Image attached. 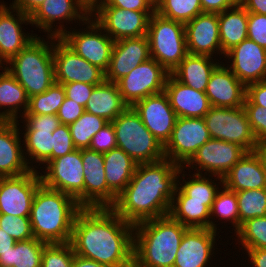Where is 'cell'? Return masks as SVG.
Returning <instances> with one entry per match:
<instances>
[{
	"label": "cell",
	"instance_id": "cell-1",
	"mask_svg": "<svg viewBox=\"0 0 266 267\" xmlns=\"http://www.w3.org/2000/svg\"><path fill=\"white\" fill-rule=\"evenodd\" d=\"M70 243L81 257L111 267H133L134 225L110 207L82 208Z\"/></svg>",
	"mask_w": 266,
	"mask_h": 267
},
{
	"label": "cell",
	"instance_id": "cell-2",
	"mask_svg": "<svg viewBox=\"0 0 266 267\" xmlns=\"http://www.w3.org/2000/svg\"><path fill=\"white\" fill-rule=\"evenodd\" d=\"M180 169L168 159L137 164L132 179L110 208L133 225L168 215Z\"/></svg>",
	"mask_w": 266,
	"mask_h": 267
},
{
	"label": "cell",
	"instance_id": "cell-3",
	"mask_svg": "<svg viewBox=\"0 0 266 267\" xmlns=\"http://www.w3.org/2000/svg\"><path fill=\"white\" fill-rule=\"evenodd\" d=\"M82 208L68 194L41 184L31 205L30 222L34 238L48 244L70 242L75 218Z\"/></svg>",
	"mask_w": 266,
	"mask_h": 267
},
{
	"label": "cell",
	"instance_id": "cell-4",
	"mask_svg": "<svg viewBox=\"0 0 266 267\" xmlns=\"http://www.w3.org/2000/svg\"><path fill=\"white\" fill-rule=\"evenodd\" d=\"M187 229L169 214L135 224L133 267H173Z\"/></svg>",
	"mask_w": 266,
	"mask_h": 267
},
{
	"label": "cell",
	"instance_id": "cell-5",
	"mask_svg": "<svg viewBox=\"0 0 266 267\" xmlns=\"http://www.w3.org/2000/svg\"><path fill=\"white\" fill-rule=\"evenodd\" d=\"M47 38L46 42L44 37L37 36L3 65L24 87L28 97L45 92L55 82L53 36Z\"/></svg>",
	"mask_w": 266,
	"mask_h": 267
},
{
	"label": "cell",
	"instance_id": "cell-6",
	"mask_svg": "<svg viewBox=\"0 0 266 267\" xmlns=\"http://www.w3.org/2000/svg\"><path fill=\"white\" fill-rule=\"evenodd\" d=\"M117 147L136 164L154 163L165 159L164 146L145 127L140 115L128 106L112 121Z\"/></svg>",
	"mask_w": 266,
	"mask_h": 267
},
{
	"label": "cell",
	"instance_id": "cell-7",
	"mask_svg": "<svg viewBox=\"0 0 266 267\" xmlns=\"http://www.w3.org/2000/svg\"><path fill=\"white\" fill-rule=\"evenodd\" d=\"M150 56L171 73L188 54L184 23L154 12L148 22Z\"/></svg>",
	"mask_w": 266,
	"mask_h": 267
},
{
	"label": "cell",
	"instance_id": "cell-8",
	"mask_svg": "<svg viewBox=\"0 0 266 267\" xmlns=\"http://www.w3.org/2000/svg\"><path fill=\"white\" fill-rule=\"evenodd\" d=\"M212 139L236 143L247 152L255 151L257 140L251 130L244 107H211L204 116Z\"/></svg>",
	"mask_w": 266,
	"mask_h": 267
},
{
	"label": "cell",
	"instance_id": "cell-9",
	"mask_svg": "<svg viewBox=\"0 0 266 267\" xmlns=\"http://www.w3.org/2000/svg\"><path fill=\"white\" fill-rule=\"evenodd\" d=\"M84 24L87 26L83 31L74 28L59 38L76 54L105 72L109 66L114 40L91 15L82 25Z\"/></svg>",
	"mask_w": 266,
	"mask_h": 267
},
{
	"label": "cell",
	"instance_id": "cell-10",
	"mask_svg": "<svg viewBox=\"0 0 266 267\" xmlns=\"http://www.w3.org/2000/svg\"><path fill=\"white\" fill-rule=\"evenodd\" d=\"M41 182L44 186L64 192L77 200L84 208V169L81 150L49 161L43 168Z\"/></svg>",
	"mask_w": 266,
	"mask_h": 267
},
{
	"label": "cell",
	"instance_id": "cell-11",
	"mask_svg": "<svg viewBox=\"0 0 266 267\" xmlns=\"http://www.w3.org/2000/svg\"><path fill=\"white\" fill-rule=\"evenodd\" d=\"M210 139L204 118L178 117L171 137L164 145L165 159L184 167Z\"/></svg>",
	"mask_w": 266,
	"mask_h": 267
},
{
	"label": "cell",
	"instance_id": "cell-12",
	"mask_svg": "<svg viewBox=\"0 0 266 267\" xmlns=\"http://www.w3.org/2000/svg\"><path fill=\"white\" fill-rule=\"evenodd\" d=\"M169 72L155 59L149 58L119 79L116 84L123 101L133 106L147 96L164 92Z\"/></svg>",
	"mask_w": 266,
	"mask_h": 267
},
{
	"label": "cell",
	"instance_id": "cell-13",
	"mask_svg": "<svg viewBox=\"0 0 266 267\" xmlns=\"http://www.w3.org/2000/svg\"><path fill=\"white\" fill-rule=\"evenodd\" d=\"M25 123L22 133L25 160L31 169L36 170L35 163L42 164L52 155L53 131L61 124L57 115H23ZM26 151V152H25ZM28 156V157H27ZM30 158V159H27ZM31 162H30V161ZM35 162V163H34ZM33 163V164H32ZM34 166V167H33Z\"/></svg>",
	"mask_w": 266,
	"mask_h": 267
},
{
	"label": "cell",
	"instance_id": "cell-14",
	"mask_svg": "<svg viewBox=\"0 0 266 267\" xmlns=\"http://www.w3.org/2000/svg\"><path fill=\"white\" fill-rule=\"evenodd\" d=\"M53 60L57 83L82 82L99 85L105 80L102 69L76 54L59 37H53Z\"/></svg>",
	"mask_w": 266,
	"mask_h": 267
},
{
	"label": "cell",
	"instance_id": "cell-15",
	"mask_svg": "<svg viewBox=\"0 0 266 267\" xmlns=\"http://www.w3.org/2000/svg\"><path fill=\"white\" fill-rule=\"evenodd\" d=\"M90 13V9L81 0H45L29 17L31 26L35 25L41 31L47 32V36L61 37L67 31L64 21L65 24L69 21L73 24L77 20V23L82 21V24ZM54 22L60 25H53Z\"/></svg>",
	"mask_w": 266,
	"mask_h": 267
},
{
	"label": "cell",
	"instance_id": "cell-16",
	"mask_svg": "<svg viewBox=\"0 0 266 267\" xmlns=\"http://www.w3.org/2000/svg\"><path fill=\"white\" fill-rule=\"evenodd\" d=\"M154 12L94 7L90 15L114 41H117L147 35L149 18Z\"/></svg>",
	"mask_w": 266,
	"mask_h": 267
},
{
	"label": "cell",
	"instance_id": "cell-17",
	"mask_svg": "<svg viewBox=\"0 0 266 267\" xmlns=\"http://www.w3.org/2000/svg\"><path fill=\"white\" fill-rule=\"evenodd\" d=\"M246 153L247 151L236 143L211 138L197 150L196 154L183 168H194L197 170L195 174H202L203 171L204 175H215L224 178Z\"/></svg>",
	"mask_w": 266,
	"mask_h": 267
},
{
	"label": "cell",
	"instance_id": "cell-18",
	"mask_svg": "<svg viewBox=\"0 0 266 267\" xmlns=\"http://www.w3.org/2000/svg\"><path fill=\"white\" fill-rule=\"evenodd\" d=\"M39 174L31 169L19 176L0 177V214L30 216L35 192L42 184Z\"/></svg>",
	"mask_w": 266,
	"mask_h": 267
},
{
	"label": "cell",
	"instance_id": "cell-19",
	"mask_svg": "<svg viewBox=\"0 0 266 267\" xmlns=\"http://www.w3.org/2000/svg\"><path fill=\"white\" fill-rule=\"evenodd\" d=\"M84 169V208L111 207L117 196L106 181L103 153L81 149Z\"/></svg>",
	"mask_w": 266,
	"mask_h": 267
},
{
	"label": "cell",
	"instance_id": "cell-20",
	"mask_svg": "<svg viewBox=\"0 0 266 267\" xmlns=\"http://www.w3.org/2000/svg\"><path fill=\"white\" fill-rule=\"evenodd\" d=\"M224 58L227 63L232 60L227 67L245 86L266 80V49L253 40L246 38L227 51Z\"/></svg>",
	"mask_w": 266,
	"mask_h": 267
},
{
	"label": "cell",
	"instance_id": "cell-21",
	"mask_svg": "<svg viewBox=\"0 0 266 267\" xmlns=\"http://www.w3.org/2000/svg\"><path fill=\"white\" fill-rule=\"evenodd\" d=\"M140 115L145 127L164 146L170 139L177 115L170 105L165 92L147 96L137 101L133 106Z\"/></svg>",
	"mask_w": 266,
	"mask_h": 267
},
{
	"label": "cell",
	"instance_id": "cell-22",
	"mask_svg": "<svg viewBox=\"0 0 266 267\" xmlns=\"http://www.w3.org/2000/svg\"><path fill=\"white\" fill-rule=\"evenodd\" d=\"M0 3V66H2L22 51L37 37V34L29 35L22 29V24H31L28 15L11 6L8 7L4 1Z\"/></svg>",
	"mask_w": 266,
	"mask_h": 267
},
{
	"label": "cell",
	"instance_id": "cell-23",
	"mask_svg": "<svg viewBox=\"0 0 266 267\" xmlns=\"http://www.w3.org/2000/svg\"><path fill=\"white\" fill-rule=\"evenodd\" d=\"M149 58L151 56L147 35L114 41L105 80L116 83Z\"/></svg>",
	"mask_w": 266,
	"mask_h": 267
},
{
	"label": "cell",
	"instance_id": "cell-24",
	"mask_svg": "<svg viewBox=\"0 0 266 267\" xmlns=\"http://www.w3.org/2000/svg\"><path fill=\"white\" fill-rule=\"evenodd\" d=\"M184 26L189 54L213 57V54L217 53V56L221 54V57H224L217 13H201Z\"/></svg>",
	"mask_w": 266,
	"mask_h": 267
},
{
	"label": "cell",
	"instance_id": "cell-25",
	"mask_svg": "<svg viewBox=\"0 0 266 267\" xmlns=\"http://www.w3.org/2000/svg\"><path fill=\"white\" fill-rule=\"evenodd\" d=\"M217 232L207 228H188L176 253L173 267H208L213 257Z\"/></svg>",
	"mask_w": 266,
	"mask_h": 267
},
{
	"label": "cell",
	"instance_id": "cell-26",
	"mask_svg": "<svg viewBox=\"0 0 266 267\" xmlns=\"http://www.w3.org/2000/svg\"><path fill=\"white\" fill-rule=\"evenodd\" d=\"M225 66L221 62L211 73L205 93L213 107H242L246 86Z\"/></svg>",
	"mask_w": 266,
	"mask_h": 267
},
{
	"label": "cell",
	"instance_id": "cell-27",
	"mask_svg": "<svg viewBox=\"0 0 266 267\" xmlns=\"http://www.w3.org/2000/svg\"><path fill=\"white\" fill-rule=\"evenodd\" d=\"M19 121H0V177L19 176L31 170L20 140Z\"/></svg>",
	"mask_w": 266,
	"mask_h": 267
},
{
	"label": "cell",
	"instance_id": "cell-28",
	"mask_svg": "<svg viewBox=\"0 0 266 267\" xmlns=\"http://www.w3.org/2000/svg\"><path fill=\"white\" fill-rule=\"evenodd\" d=\"M164 92L177 117L204 118L212 107L205 92L179 82L171 73L167 78Z\"/></svg>",
	"mask_w": 266,
	"mask_h": 267
},
{
	"label": "cell",
	"instance_id": "cell-29",
	"mask_svg": "<svg viewBox=\"0 0 266 267\" xmlns=\"http://www.w3.org/2000/svg\"><path fill=\"white\" fill-rule=\"evenodd\" d=\"M223 185L234 192L266 188V168L260 156L247 152L224 176Z\"/></svg>",
	"mask_w": 266,
	"mask_h": 267
},
{
	"label": "cell",
	"instance_id": "cell-30",
	"mask_svg": "<svg viewBox=\"0 0 266 267\" xmlns=\"http://www.w3.org/2000/svg\"><path fill=\"white\" fill-rule=\"evenodd\" d=\"M205 55L187 54L171 74L181 83L205 92L211 73L221 63ZM220 62V63H219Z\"/></svg>",
	"mask_w": 266,
	"mask_h": 267
},
{
	"label": "cell",
	"instance_id": "cell-31",
	"mask_svg": "<svg viewBox=\"0 0 266 267\" xmlns=\"http://www.w3.org/2000/svg\"><path fill=\"white\" fill-rule=\"evenodd\" d=\"M127 107L128 105L123 101L117 84L104 80L93 88L85 111L112 122Z\"/></svg>",
	"mask_w": 266,
	"mask_h": 267
},
{
	"label": "cell",
	"instance_id": "cell-32",
	"mask_svg": "<svg viewBox=\"0 0 266 267\" xmlns=\"http://www.w3.org/2000/svg\"><path fill=\"white\" fill-rule=\"evenodd\" d=\"M0 69V110L4 109L0 111V121H16L20 111L23 110L21 117L26 113L29 97L24 87L5 67L0 66Z\"/></svg>",
	"mask_w": 266,
	"mask_h": 267
},
{
	"label": "cell",
	"instance_id": "cell-33",
	"mask_svg": "<svg viewBox=\"0 0 266 267\" xmlns=\"http://www.w3.org/2000/svg\"><path fill=\"white\" fill-rule=\"evenodd\" d=\"M169 215L188 228L210 229V208L205 202L189 201V196L178 185Z\"/></svg>",
	"mask_w": 266,
	"mask_h": 267
},
{
	"label": "cell",
	"instance_id": "cell-34",
	"mask_svg": "<svg viewBox=\"0 0 266 267\" xmlns=\"http://www.w3.org/2000/svg\"><path fill=\"white\" fill-rule=\"evenodd\" d=\"M218 21L224 54L248 38V12L240 4L218 13Z\"/></svg>",
	"mask_w": 266,
	"mask_h": 267
},
{
	"label": "cell",
	"instance_id": "cell-35",
	"mask_svg": "<svg viewBox=\"0 0 266 267\" xmlns=\"http://www.w3.org/2000/svg\"><path fill=\"white\" fill-rule=\"evenodd\" d=\"M103 158L107 186L118 196L132 179L137 164L118 147L103 153Z\"/></svg>",
	"mask_w": 266,
	"mask_h": 267
},
{
	"label": "cell",
	"instance_id": "cell-36",
	"mask_svg": "<svg viewBox=\"0 0 266 267\" xmlns=\"http://www.w3.org/2000/svg\"><path fill=\"white\" fill-rule=\"evenodd\" d=\"M48 243L31 238L16 241L6 253L0 254V267H41V257Z\"/></svg>",
	"mask_w": 266,
	"mask_h": 267
},
{
	"label": "cell",
	"instance_id": "cell-37",
	"mask_svg": "<svg viewBox=\"0 0 266 267\" xmlns=\"http://www.w3.org/2000/svg\"><path fill=\"white\" fill-rule=\"evenodd\" d=\"M183 170L185 169L181 167L177 176V185L189 196V201L205 202V205L211 209L215 196L220 190L218 185L221 187L223 186V178L215 175H208V177H206L207 175L203 176V174L194 173L192 179L189 174L188 176H190V178L188 177L187 179L189 180L186 181V179H183L185 177V174L182 173ZM213 177H216V182L217 179L220 182H218V184L214 183L215 181H212ZM180 179H183L182 182Z\"/></svg>",
	"mask_w": 266,
	"mask_h": 267
},
{
	"label": "cell",
	"instance_id": "cell-38",
	"mask_svg": "<svg viewBox=\"0 0 266 267\" xmlns=\"http://www.w3.org/2000/svg\"><path fill=\"white\" fill-rule=\"evenodd\" d=\"M223 190H222V189ZM220 188L215 196L212 207L210 209V229L217 232V224L212 221L219 216L220 220L229 221L235 233L239 230V209L236 192L227 189L224 185ZM213 216V217H212ZM216 217V218H215Z\"/></svg>",
	"mask_w": 266,
	"mask_h": 267
},
{
	"label": "cell",
	"instance_id": "cell-39",
	"mask_svg": "<svg viewBox=\"0 0 266 267\" xmlns=\"http://www.w3.org/2000/svg\"><path fill=\"white\" fill-rule=\"evenodd\" d=\"M65 97L63 84L54 82L45 92L29 97L24 115H57Z\"/></svg>",
	"mask_w": 266,
	"mask_h": 267
},
{
	"label": "cell",
	"instance_id": "cell-40",
	"mask_svg": "<svg viewBox=\"0 0 266 267\" xmlns=\"http://www.w3.org/2000/svg\"><path fill=\"white\" fill-rule=\"evenodd\" d=\"M155 12L184 24L204 13L200 0H157Z\"/></svg>",
	"mask_w": 266,
	"mask_h": 267
},
{
	"label": "cell",
	"instance_id": "cell-41",
	"mask_svg": "<svg viewBox=\"0 0 266 267\" xmlns=\"http://www.w3.org/2000/svg\"><path fill=\"white\" fill-rule=\"evenodd\" d=\"M108 123L106 119L85 111L75 122L69 125L76 149L89 148L92 137Z\"/></svg>",
	"mask_w": 266,
	"mask_h": 267
},
{
	"label": "cell",
	"instance_id": "cell-42",
	"mask_svg": "<svg viewBox=\"0 0 266 267\" xmlns=\"http://www.w3.org/2000/svg\"><path fill=\"white\" fill-rule=\"evenodd\" d=\"M239 209V228L248 219L266 216V188L236 192Z\"/></svg>",
	"mask_w": 266,
	"mask_h": 267
},
{
	"label": "cell",
	"instance_id": "cell-43",
	"mask_svg": "<svg viewBox=\"0 0 266 267\" xmlns=\"http://www.w3.org/2000/svg\"><path fill=\"white\" fill-rule=\"evenodd\" d=\"M244 249L266 248V216L246 220L236 232Z\"/></svg>",
	"mask_w": 266,
	"mask_h": 267
},
{
	"label": "cell",
	"instance_id": "cell-44",
	"mask_svg": "<svg viewBox=\"0 0 266 267\" xmlns=\"http://www.w3.org/2000/svg\"><path fill=\"white\" fill-rule=\"evenodd\" d=\"M74 250L70 242L47 244L42 252L41 267H72Z\"/></svg>",
	"mask_w": 266,
	"mask_h": 267
},
{
	"label": "cell",
	"instance_id": "cell-45",
	"mask_svg": "<svg viewBox=\"0 0 266 267\" xmlns=\"http://www.w3.org/2000/svg\"><path fill=\"white\" fill-rule=\"evenodd\" d=\"M0 228L16 241L34 238L30 216L0 214Z\"/></svg>",
	"mask_w": 266,
	"mask_h": 267
},
{
	"label": "cell",
	"instance_id": "cell-46",
	"mask_svg": "<svg viewBox=\"0 0 266 267\" xmlns=\"http://www.w3.org/2000/svg\"><path fill=\"white\" fill-rule=\"evenodd\" d=\"M243 107L257 142L266 140V109L254 105L247 97H245Z\"/></svg>",
	"mask_w": 266,
	"mask_h": 267
},
{
	"label": "cell",
	"instance_id": "cell-47",
	"mask_svg": "<svg viewBox=\"0 0 266 267\" xmlns=\"http://www.w3.org/2000/svg\"><path fill=\"white\" fill-rule=\"evenodd\" d=\"M52 135V155L43 163L44 165L47 164L49 161L64 156L76 149L72 140L69 125L60 124L58 128L53 131Z\"/></svg>",
	"mask_w": 266,
	"mask_h": 267
},
{
	"label": "cell",
	"instance_id": "cell-48",
	"mask_svg": "<svg viewBox=\"0 0 266 267\" xmlns=\"http://www.w3.org/2000/svg\"><path fill=\"white\" fill-rule=\"evenodd\" d=\"M114 148H117L115 130L112 122H109L92 137L89 149L99 153H106Z\"/></svg>",
	"mask_w": 266,
	"mask_h": 267
},
{
	"label": "cell",
	"instance_id": "cell-49",
	"mask_svg": "<svg viewBox=\"0 0 266 267\" xmlns=\"http://www.w3.org/2000/svg\"><path fill=\"white\" fill-rule=\"evenodd\" d=\"M248 38L266 49V15L248 12Z\"/></svg>",
	"mask_w": 266,
	"mask_h": 267
},
{
	"label": "cell",
	"instance_id": "cell-50",
	"mask_svg": "<svg viewBox=\"0 0 266 267\" xmlns=\"http://www.w3.org/2000/svg\"><path fill=\"white\" fill-rule=\"evenodd\" d=\"M63 87L65 89L66 98L85 107L95 85L82 82H71L63 84Z\"/></svg>",
	"mask_w": 266,
	"mask_h": 267
},
{
	"label": "cell",
	"instance_id": "cell-51",
	"mask_svg": "<svg viewBox=\"0 0 266 267\" xmlns=\"http://www.w3.org/2000/svg\"><path fill=\"white\" fill-rule=\"evenodd\" d=\"M95 7H118L134 11H155V4L151 0H103Z\"/></svg>",
	"mask_w": 266,
	"mask_h": 267
},
{
	"label": "cell",
	"instance_id": "cell-52",
	"mask_svg": "<svg viewBox=\"0 0 266 267\" xmlns=\"http://www.w3.org/2000/svg\"><path fill=\"white\" fill-rule=\"evenodd\" d=\"M84 112L85 107L65 97L62 105L59 108L57 117L61 124L70 125L75 122Z\"/></svg>",
	"mask_w": 266,
	"mask_h": 267
},
{
	"label": "cell",
	"instance_id": "cell-53",
	"mask_svg": "<svg viewBox=\"0 0 266 267\" xmlns=\"http://www.w3.org/2000/svg\"><path fill=\"white\" fill-rule=\"evenodd\" d=\"M246 97L254 104L266 109V80L248 84Z\"/></svg>",
	"mask_w": 266,
	"mask_h": 267
},
{
	"label": "cell",
	"instance_id": "cell-54",
	"mask_svg": "<svg viewBox=\"0 0 266 267\" xmlns=\"http://www.w3.org/2000/svg\"><path fill=\"white\" fill-rule=\"evenodd\" d=\"M204 13H221L240 4V0H200Z\"/></svg>",
	"mask_w": 266,
	"mask_h": 267
},
{
	"label": "cell",
	"instance_id": "cell-55",
	"mask_svg": "<svg viewBox=\"0 0 266 267\" xmlns=\"http://www.w3.org/2000/svg\"><path fill=\"white\" fill-rule=\"evenodd\" d=\"M45 0H14L11 7L30 16Z\"/></svg>",
	"mask_w": 266,
	"mask_h": 267
},
{
	"label": "cell",
	"instance_id": "cell-56",
	"mask_svg": "<svg viewBox=\"0 0 266 267\" xmlns=\"http://www.w3.org/2000/svg\"><path fill=\"white\" fill-rule=\"evenodd\" d=\"M252 267H266V248L245 249Z\"/></svg>",
	"mask_w": 266,
	"mask_h": 267
},
{
	"label": "cell",
	"instance_id": "cell-57",
	"mask_svg": "<svg viewBox=\"0 0 266 267\" xmlns=\"http://www.w3.org/2000/svg\"><path fill=\"white\" fill-rule=\"evenodd\" d=\"M240 5L247 12L266 15V0H240Z\"/></svg>",
	"mask_w": 266,
	"mask_h": 267
},
{
	"label": "cell",
	"instance_id": "cell-58",
	"mask_svg": "<svg viewBox=\"0 0 266 267\" xmlns=\"http://www.w3.org/2000/svg\"><path fill=\"white\" fill-rule=\"evenodd\" d=\"M16 243V240L0 228V254L6 253Z\"/></svg>",
	"mask_w": 266,
	"mask_h": 267
},
{
	"label": "cell",
	"instance_id": "cell-59",
	"mask_svg": "<svg viewBox=\"0 0 266 267\" xmlns=\"http://www.w3.org/2000/svg\"><path fill=\"white\" fill-rule=\"evenodd\" d=\"M72 267H111L74 254Z\"/></svg>",
	"mask_w": 266,
	"mask_h": 267
},
{
	"label": "cell",
	"instance_id": "cell-60",
	"mask_svg": "<svg viewBox=\"0 0 266 267\" xmlns=\"http://www.w3.org/2000/svg\"><path fill=\"white\" fill-rule=\"evenodd\" d=\"M255 152L260 156L262 163L266 168V140L257 142Z\"/></svg>",
	"mask_w": 266,
	"mask_h": 267
},
{
	"label": "cell",
	"instance_id": "cell-61",
	"mask_svg": "<svg viewBox=\"0 0 266 267\" xmlns=\"http://www.w3.org/2000/svg\"><path fill=\"white\" fill-rule=\"evenodd\" d=\"M89 9L90 11L101 1L103 0H81Z\"/></svg>",
	"mask_w": 266,
	"mask_h": 267
}]
</instances>
